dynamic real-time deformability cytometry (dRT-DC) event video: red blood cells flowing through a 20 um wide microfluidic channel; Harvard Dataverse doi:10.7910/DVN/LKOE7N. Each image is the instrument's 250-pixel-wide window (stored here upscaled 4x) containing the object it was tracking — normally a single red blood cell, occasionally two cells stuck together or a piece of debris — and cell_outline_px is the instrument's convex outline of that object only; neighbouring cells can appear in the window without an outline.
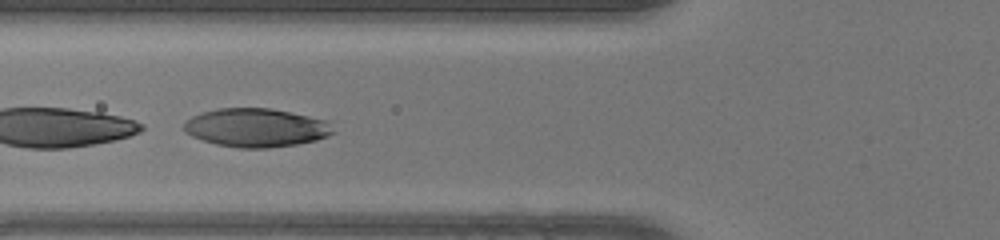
{"species": "human", "species_latin": "Homo sapiens", "temperature_condition": "warm", "stored_images_in_passage": 29, "segment_of_instrument_passage": [2, 2], "camera_frame_rate_fps": 3000, "um_per_image_px": 0.085, "donor": {"sex": "female"}, "frame": {"image": 1, "passage_image": 18, "time_ms": 5.667, "image_size_px": [1000, 240], "cell_outline_px": [[336, 132], [328, 136], [316, 140], [296, 144], [268, 148], [240, 148], [216, 144], [192, 136], [184, 132], [184, 124], [192, 116], [200, 112], [216, 108], [268, 108], [328, 120]], "centroid_in_image_um": [21.78, 10.85], "position_along_channel_um": 104.0, "area_um2": 33.52}}
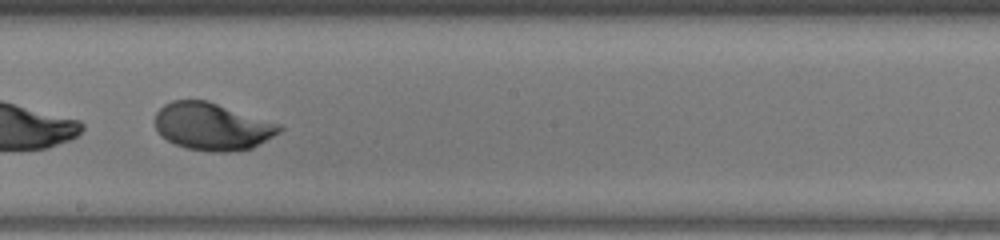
{"frame": {"image": 2, "passage_image": 27, "time_ms": 8.667, "image_size_px": [1000, 240], "cell_outline_px": [[284, 128], [280, 132], [252, 148], [228, 152], [212, 152], [188, 148], [176, 144], [160, 136], [156, 128], [156, 112], [164, 104], [172, 100], [208, 100], [284, 124]], "centroid_in_image_um": [18.09, 10.73], "position_along_channel_um": 230.1, "area_um2": 34.68}}